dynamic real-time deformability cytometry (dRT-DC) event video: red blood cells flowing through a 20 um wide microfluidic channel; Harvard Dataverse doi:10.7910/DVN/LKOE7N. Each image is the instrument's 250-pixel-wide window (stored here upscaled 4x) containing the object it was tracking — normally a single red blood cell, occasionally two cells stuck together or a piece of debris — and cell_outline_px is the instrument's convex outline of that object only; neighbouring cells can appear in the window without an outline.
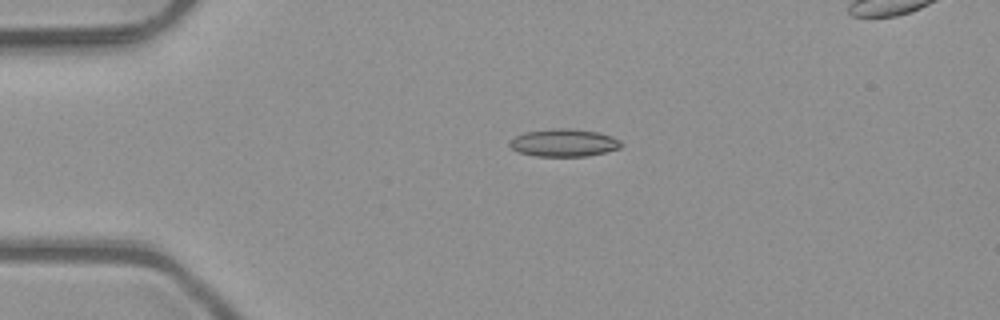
{"species": "common noctule bat (a hibernating species)", "species_latin": "Nyctalus noctula", "temperature_condition": "room temperature", "stored_images_in_passage": 6, "segment_of_instrument_passage": [1, 2], "camera_frame_rate_fps": 3000, "um_per_image_px": 0.085, "animal": {"sex": "male", "body_mass_g": 23.1, "forearm_length_mm": 52.7}, "frame": {"image": 1, "passage_image": 4, "time_ms": 1.0, "image_size_px": [1000, 320], "cell_outline_px": [[624, 144], [620, 148], [588, 156], [536, 156], [520, 152], [512, 148], [508, 144], [516, 136], [524, 132], [552, 128], [572, 128], [596, 132], [612, 136], [620, 140]], "centroid_in_image_um": [47.96, 12.13], "position_along_channel_um": 37.0, "area_um2": 17.92}}